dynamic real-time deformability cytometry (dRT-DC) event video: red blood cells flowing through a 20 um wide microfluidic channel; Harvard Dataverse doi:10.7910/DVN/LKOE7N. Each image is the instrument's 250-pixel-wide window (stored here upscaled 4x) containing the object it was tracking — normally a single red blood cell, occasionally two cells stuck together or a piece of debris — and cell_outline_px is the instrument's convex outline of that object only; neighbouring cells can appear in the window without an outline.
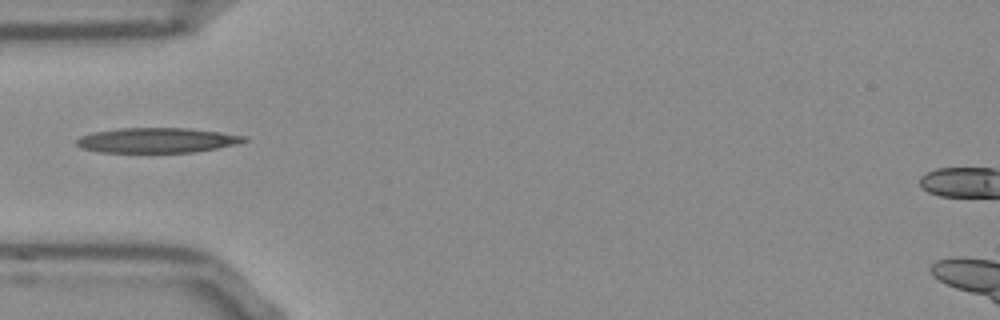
{"species": "Egyptian fruit bat (a non-hibernating species)", "species_latin": "Rousettus aegyptiacus", "temperature_condition": "room temperature", "stored_images_in_passage": 31, "camera_frame_rate_fps": 3000, "um_per_image_px": 0.085, "frame": {"image": 1, "passage_image": 1, "time_ms": 0.0, "image_size_px": [1000, 320], "cell_outline_px": [[248, 140], [240, 144], [196, 152], [100, 152], [80, 148], [76, 144], [76, 140], [80, 136], [92, 132], [120, 128], [188, 128], [220, 132], [248, 136]], "centroid_in_image_um": [13.38, 11.92], "position_along_channel_um": 71.6, "area_um2": 24.62}}
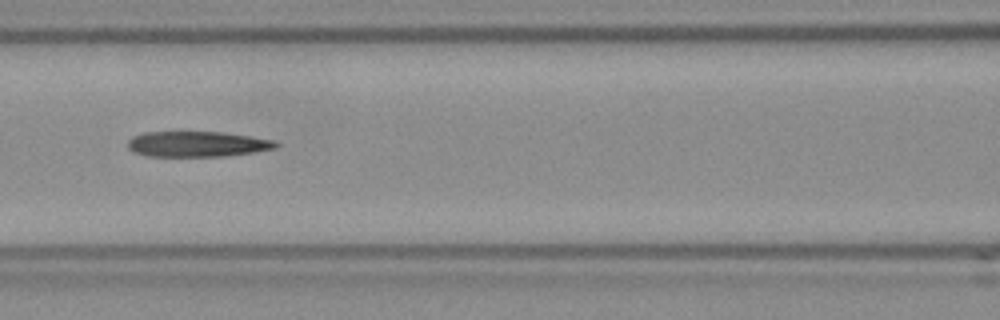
{"frame": {"image": 2, "passage_image": 7, "time_ms": 2.0, "image_size_px": [1000, 320], "cell_outline_px": [[280, 144], [276, 148], [252, 152], [220, 156], [148, 156], [132, 152], [128, 148], [128, 140], [132, 136], [144, 132], [176, 128], [180, 128], [224, 132], [252, 136], [276, 140]], "centroid_in_image_um": [16.69, 12.18], "position_along_channel_um": 149.9, "area_um2": 23.29}}
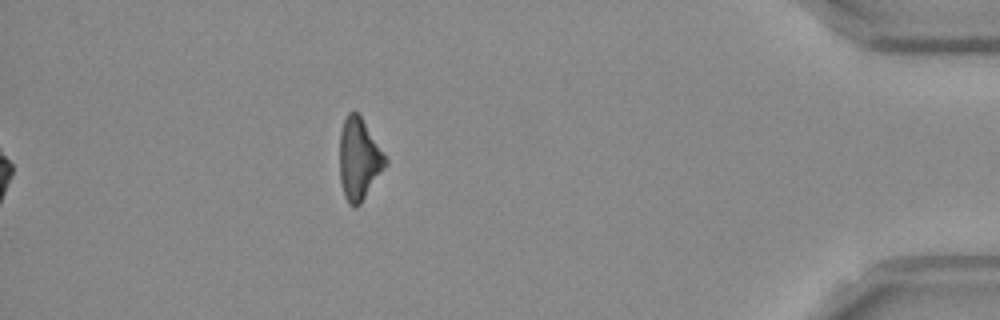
{"frame": {"image": 3, "passage_image": 31, "time_ms": 10.0, "image_size_px": [1000, 320], "cell_outline_px": [[388, 164], [360, 204], [356, 208], [348, 204], [344, 196], [340, 184], [340, 132], [344, 120], [348, 112], [356, 112], [360, 116], [388, 160]], "centroid_in_image_um": [30.5, 13.57], "position_along_channel_um": 404.7, "area_um2": 21.68}}